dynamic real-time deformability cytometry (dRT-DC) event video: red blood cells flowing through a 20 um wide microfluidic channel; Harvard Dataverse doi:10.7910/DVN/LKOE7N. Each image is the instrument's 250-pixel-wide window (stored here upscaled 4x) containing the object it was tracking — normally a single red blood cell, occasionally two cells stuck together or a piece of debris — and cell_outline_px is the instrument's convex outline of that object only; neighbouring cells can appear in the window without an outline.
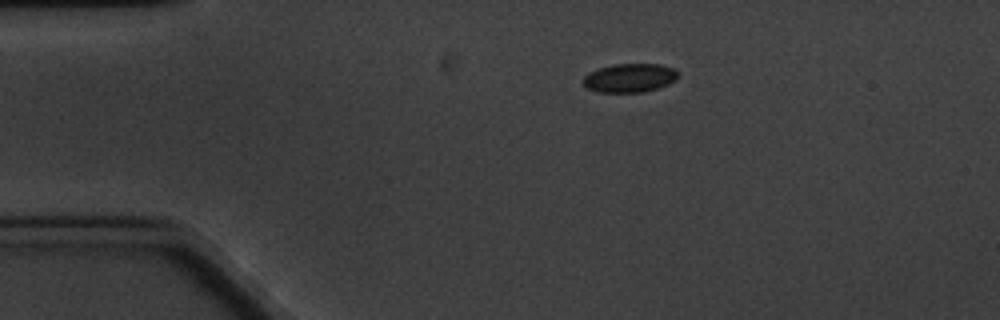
{"species": "common noctule bat (a hibernating species)", "species_latin": "Nyctalus noctula", "temperature_condition": "cold", "stored_images_in_passage": 3, "camera_frame_rate_fps": 3000, "um_per_image_px": 0.085, "animal": {"sex": "male", "body_mass_g": 20.1, "forearm_length_mm": 53.5}, "frame": {"image": 1, "passage_image": 1, "time_ms": 0.0, "image_size_px": [1000, 320], "cell_outline_px": [[680, 72], [676, 80], [668, 84], [644, 92], [596, 92], [588, 88], [584, 84], [584, 76], [588, 72], [596, 68], [612, 64], [660, 64], [672, 68]], "centroid_in_image_um": [53.52, 6.61], "position_along_channel_um": 31.5, "area_um2": 16.01}}
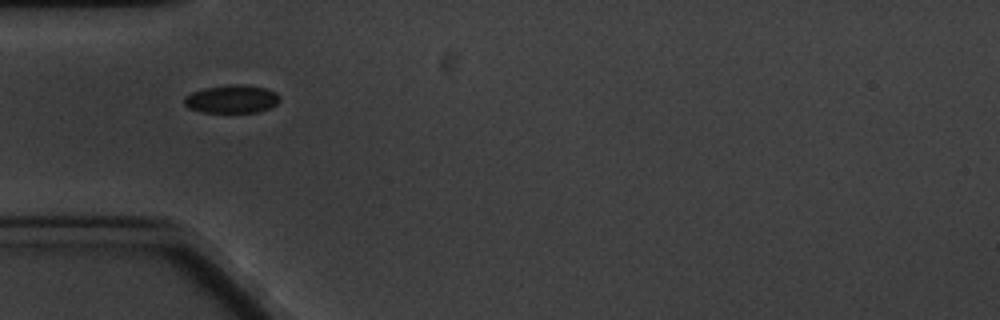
{"frame": {"image": 2, "passage_image": 3, "time_ms": 2.333, "image_size_px": [1000, 320], "cell_outline_px": [[280, 100], [276, 104], [268, 108], [256, 112], [200, 112], [188, 108], [184, 104], [184, 96], [192, 92], [204, 88], [228, 84], [244, 84], [264, 88], [276, 92], [280, 96]], "centroid_in_image_um": [19.68, 8.41], "position_along_channel_um": 65.3, "area_um2": 15.72}}